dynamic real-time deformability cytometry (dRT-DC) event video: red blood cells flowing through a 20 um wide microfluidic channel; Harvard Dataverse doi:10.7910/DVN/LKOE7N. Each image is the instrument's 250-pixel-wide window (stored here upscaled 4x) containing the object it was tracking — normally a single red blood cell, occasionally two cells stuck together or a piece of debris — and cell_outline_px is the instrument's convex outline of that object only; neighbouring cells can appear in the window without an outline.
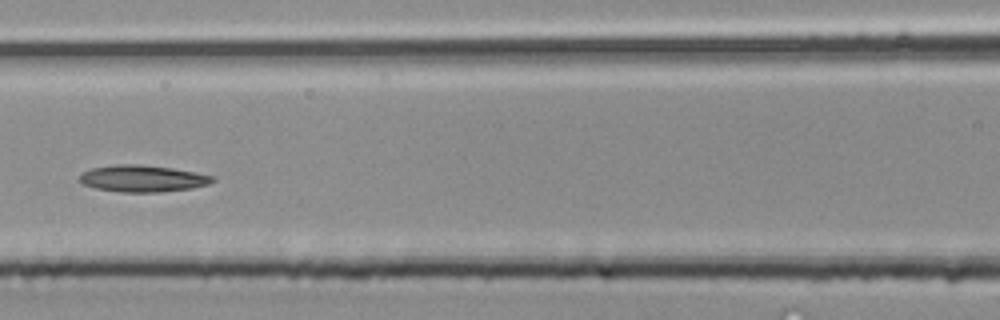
{"species": "common noctule bat (a hibernating species)", "species_latin": "Nyctalus noctula", "temperature_condition": "room temperature", "stored_images_in_passage": 36, "camera_frame_rate_fps": 3000, "um_per_image_px": 0.085, "animal": {"sex": "male", "body_mass_g": 20.4}, "frame": {"image": 1, "passage_image": 16, "time_ms": 5.0, "image_size_px": [1000, 320], "cell_outline_px": [[216, 180], [208, 184], [192, 188], [160, 192], [120, 192], [96, 188], [80, 184], [80, 176], [84, 172], [92, 168], [116, 164], [140, 164], [172, 168], [196, 172], [216, 176]], "centroid_in_image_um": [12.15, 15.17], "position_along_channel_um": 154.4, "area_um2": 20.81}}